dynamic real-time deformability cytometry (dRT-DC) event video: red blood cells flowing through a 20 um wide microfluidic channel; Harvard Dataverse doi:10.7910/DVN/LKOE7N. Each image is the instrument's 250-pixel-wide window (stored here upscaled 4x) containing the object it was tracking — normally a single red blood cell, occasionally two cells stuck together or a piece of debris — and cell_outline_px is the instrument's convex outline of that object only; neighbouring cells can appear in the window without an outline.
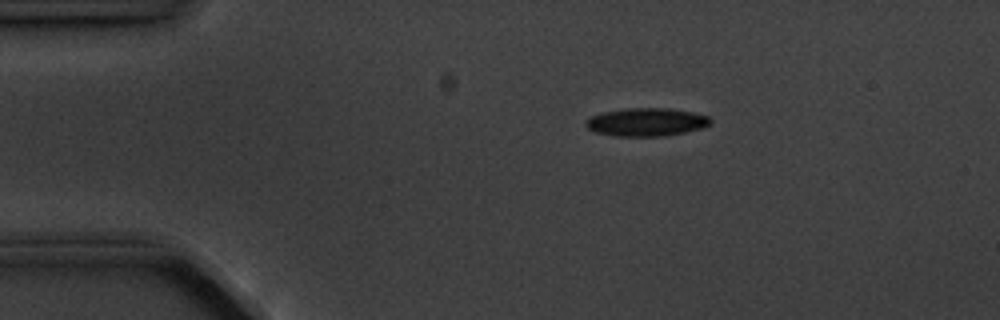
{"species": "common noctule bat (a hibernating species)", "species_latin": "Nyctalus noctula", "temperature_condition": "cold", "stored_images_in_passage": 2, "camera_frame_rate_fps": 3000, "um_per_image_px": 0.085, "animal": {"sex": "male", "body_mass_g": 20.1, "forearm_length_mm": 53.5}, "frame": {"image": 1, "passage_image": 1, "time_ms": 0.0, "image_size_px": [1000, 320], "cell_outline_px": [[712, 120], [708, 124], [700, 128], [684, 132], [664, 136], [616, 136], [596, 132], [588, 128], [584, 124], [592, 116], [604, 112], [624, 108], [668, 108], [692, 112], [708, 116]], "centroid_in_image_um": [54.93, 10.37], "position_along_channel_um": 30.1, "area_um2": 20.17}}